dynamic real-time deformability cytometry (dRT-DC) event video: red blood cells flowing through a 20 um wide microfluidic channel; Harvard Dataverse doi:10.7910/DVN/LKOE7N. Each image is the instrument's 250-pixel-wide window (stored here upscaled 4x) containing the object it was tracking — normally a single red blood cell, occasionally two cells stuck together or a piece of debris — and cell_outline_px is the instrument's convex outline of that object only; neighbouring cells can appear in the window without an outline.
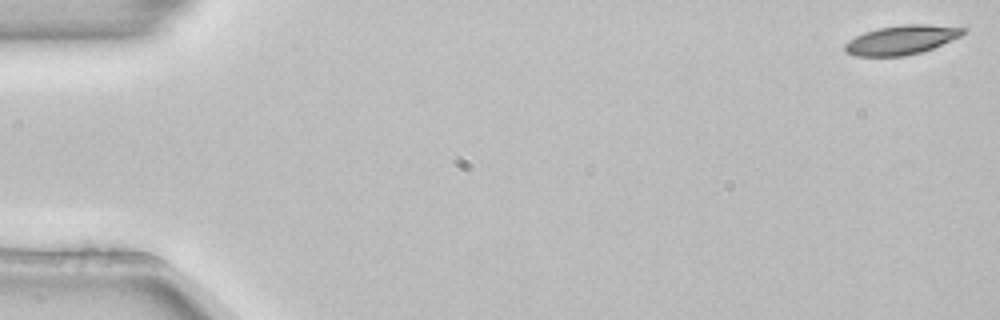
{"species": "common noctule bat (a hibernating species)", "species_latin": "Nyctalus noctula", "temperature_condition": "room temperature", "stored_images_in_passage": 5, "camera_frame_rate_fps": 3000, "um_per_image_px": 0.085, "animal": {"sex": "female", "body_mass_g": 22.7, "forearm_length_mm": 54.2}, "frame": {"image": 1, "passage_image": 1, "time_ms": 0.0, "image_size_px": [1000, 320], "cell_outline_px": [[968, 28], [960, 36], [932, 48], [920, 52], [904, 56], [856, 56], [844, 52], [844, 44], [848, 40], [864, 32], [876, 28], [904, 24], [928, 24]], "centroid_in_image_um": [76.58, 3.38], "position_along_channel_um": 8.4, "area_um2": 20.11}}
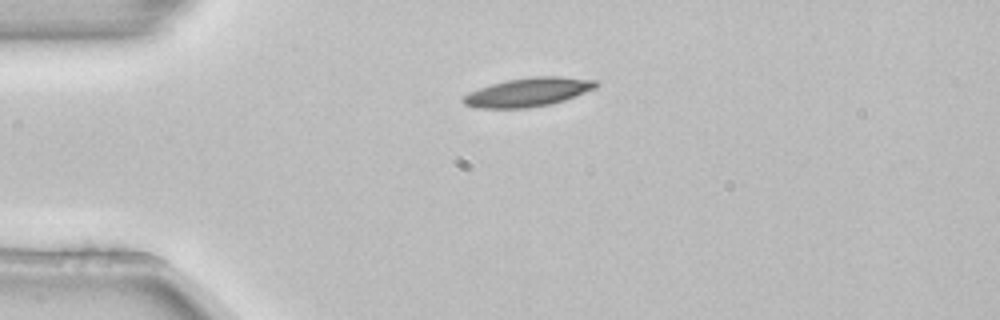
{"frame": {"image": 2, "passage_image": 4, "time_ms": 1.0, "image_size_px": [1000, 320], "cell_outline_px": [[600, 84], [596, 88], [564, 100], [552, 104], [528, 108], [476, 108], [464, 104], [460, 100], [468, 92], [492, 84], [508, 80], [532, 76], [560, 76], [596, 80]], "centroid_in_image_um": [44.9, 7.83], "position_along_channel_um": 40.1, "area_um2": 22.31}}
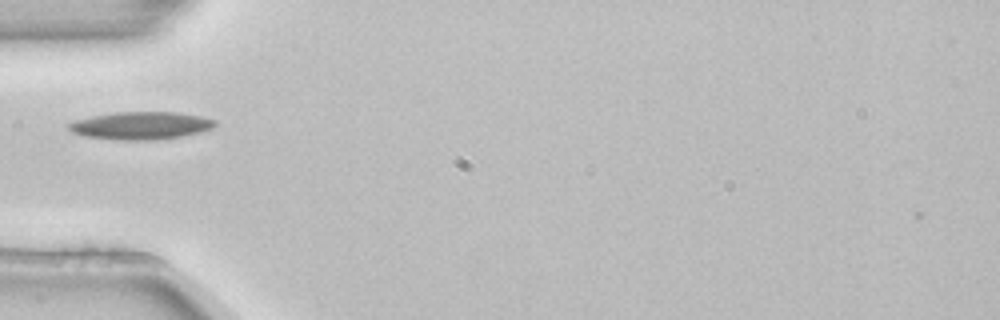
{"frame": {"image": 3, "passage_image": 5, "time_ms": 1.333, "image_size_px": [1000, 320], "cell_outline_px": [[216, 124], [212, 128], [200, 132], [180, 136], [156, 140], [116, 140], [84, 136], [72, 132], [68, 128], [68, 124], [76, 120], [92, 116], [116, 112], [176, 112], [200, 116], [216, 120]], "centroid_in_image_um": [11.96, 10.68], "position_along_channel_um": 73.0, "area_um2": 23.52}}